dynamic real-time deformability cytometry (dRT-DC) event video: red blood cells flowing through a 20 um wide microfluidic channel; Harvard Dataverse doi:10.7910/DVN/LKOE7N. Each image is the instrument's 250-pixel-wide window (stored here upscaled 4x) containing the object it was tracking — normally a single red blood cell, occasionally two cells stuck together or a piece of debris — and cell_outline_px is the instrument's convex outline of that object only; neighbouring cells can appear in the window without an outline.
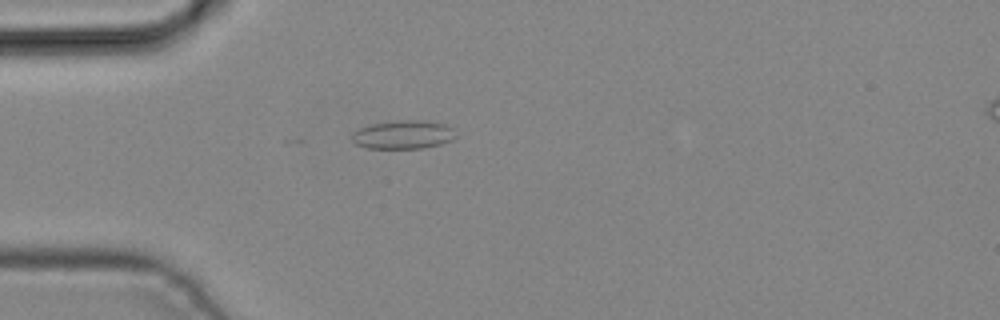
{"species": "common noctule bat (a hibernating species)", "species_latin": "Nyctalus noctula", "temperature_condition": "cold", "stored_images_in_passage": 2, "camera_frame_rate_fps": 3000, "um_per_image_px": 0.085, "animal": {"sex": "male", "body_mass_g": 19.2, "forearm_length_mm": 51.8}, "frame": {"image": 1, "passage_image": 2, "time_ms": 0.333, "image_size_px": [1000, 320], "cell_outline_px": [[456, 136], [452, 140], [440, 144], [424, 148], [368, 148], [356, 144], [352, 140], [352, 132], [360, 128], [372, 124], [400, 120], [424, 120], [448, 124], [452, 128]], "centroid_in_image_um": [34.3, 11.44], "position_along_channel_um": 50.7, "area_um2": 17.28}}